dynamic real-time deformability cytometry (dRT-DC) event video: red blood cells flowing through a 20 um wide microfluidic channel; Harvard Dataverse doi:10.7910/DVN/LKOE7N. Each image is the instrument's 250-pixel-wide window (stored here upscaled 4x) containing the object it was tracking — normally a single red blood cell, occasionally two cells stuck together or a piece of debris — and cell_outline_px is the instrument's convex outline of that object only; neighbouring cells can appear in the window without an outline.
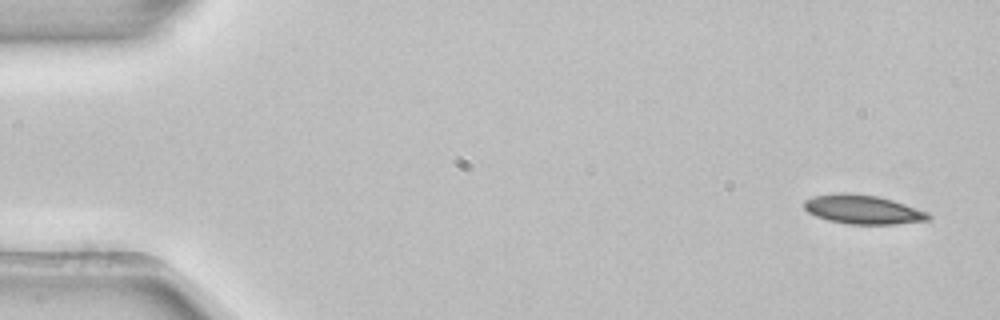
{"species": "common noctule bat (a hibernating species)", "species_latin": "Nyctalus noctula", "temperature_condition": "room temperature", "stored_images_in_passage": 4, "camera_frame_rate_fps": 3000, "um_per_image_px": 0.085, "animal": {"sex": "female", "body_mass_g": 22.7, "forearm_length_mm": 54.2}, "frame": {"image": 1, "passage_image": 1, "time_ms": 0.0, "image_size_px": [1000, 320], "cell_outline_px": [[932, 216], [928, 220], [896, 224], [848, 224], [828, 220], [816, 216], [808, 212], [804, 208], [804, 200], [812, 196], [840, 192], [848, 192], [876, 196], [892, 200], [928, 212]], "centroid_in_image_um": [73.31, 17.8], "position_along_channel_um": 11.7, "area_um2": 21.04}}